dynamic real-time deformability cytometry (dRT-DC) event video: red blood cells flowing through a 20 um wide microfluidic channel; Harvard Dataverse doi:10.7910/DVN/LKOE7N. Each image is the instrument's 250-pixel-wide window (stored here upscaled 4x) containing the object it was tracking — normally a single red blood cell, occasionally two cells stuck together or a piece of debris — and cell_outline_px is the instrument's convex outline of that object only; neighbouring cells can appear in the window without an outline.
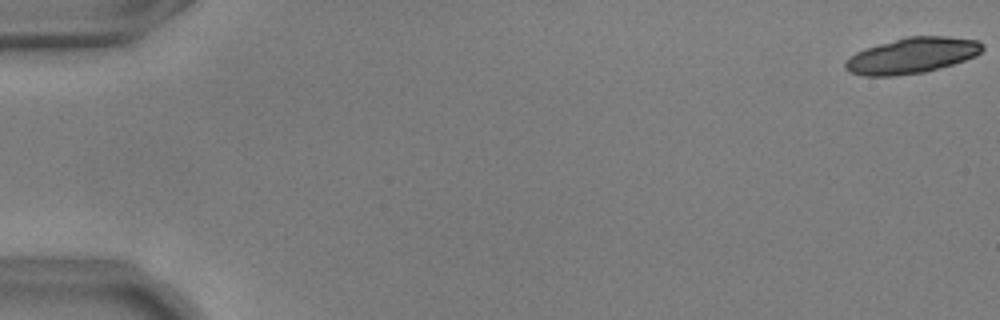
{"species": "common noctule bat (a hibernating species)", "species_latin": "Nyctalus noctula", "temperature_condition": "warm", "stored_images_in_passage": 9, "camera_frame_rate_fps": 3000, "um_per_image_px": 0.085, "animal": {"sex": "male", "body_mass_g": 17.9, "forearm_length_mm": 54.2}, "frame": {"image": 1, "passage_image": 1, "time_ms": 0.0, "image_size_px": [1000, 320], "cell_outline_px": [[984, 48], [976, 56], [952, 64], [924, 72], [896, 76], [864, 76], [848, 72], [844, 68], [844, 60], [848, 56], [864, 48], [908, 36], [948, 36], [976, 40], [984, 44]], "centroid_in_image_um": [77.47, 4.72], "position_along_channel_um": 7.5, "area_um2": 28.73}}